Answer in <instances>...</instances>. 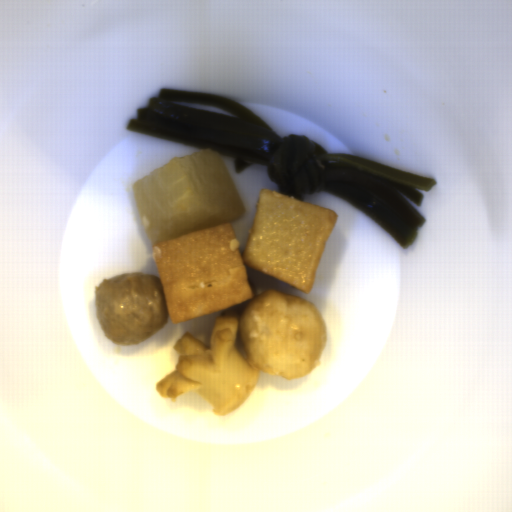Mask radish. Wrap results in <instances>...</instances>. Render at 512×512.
Returning a JSON list of instances; mask_svg holds the SVG:
<instances>
[{
    "label": "radish",
    "instance_id": "obj_1",
    "mask_svg": "<svg viewBox=\"0 0 512 512\" xmlns=\"http://www.w3.org/2000/svg\"><path fill=\"white\" fill-rule=\"evenodd\" d=\"M151 244L233 222L247 207L221 153L175 156L131 186Z\"/></svg>",
    "mask_w": 512,
    "mask_h": 512
}]
</instances>
